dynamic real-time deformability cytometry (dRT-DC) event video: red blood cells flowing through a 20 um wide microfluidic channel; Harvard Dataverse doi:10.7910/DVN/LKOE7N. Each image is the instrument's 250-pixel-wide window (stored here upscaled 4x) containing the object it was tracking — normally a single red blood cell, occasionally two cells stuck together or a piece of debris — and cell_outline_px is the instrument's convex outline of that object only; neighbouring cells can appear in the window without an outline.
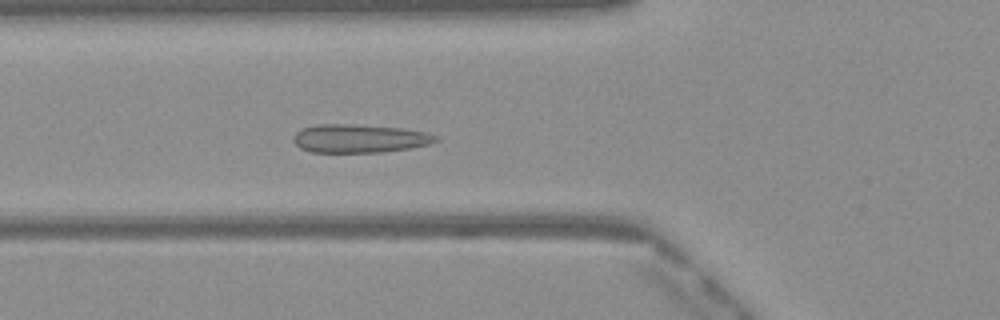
{"species": "Egyptian fruit bat (a non-hibernating species)", "species_latin": "Rousettus aegyptiacus", "temperature_condition": "warm", "stored_images_in_passage": 36, "camera_frame_rate_fps": 3000, "um_per_image_px": 0.085, "frame": {"image": 1, "passage_image": 4, "time_ms": 1.0, "image_size_px": [1000, 320], "cell_outline_px": [[440, 140], [428, 144], [408, 148], [380, 152], [312, 152], [300, 148], [292, 140], [296, 132], [304, 128], [320, 124], [352, 124], [404, 128], [428, 132], [440, 136]], "centroid_in_image_um": [30.6, 11.76], "position_along_channel_um": 95.2, "area_um2": 23.58}}
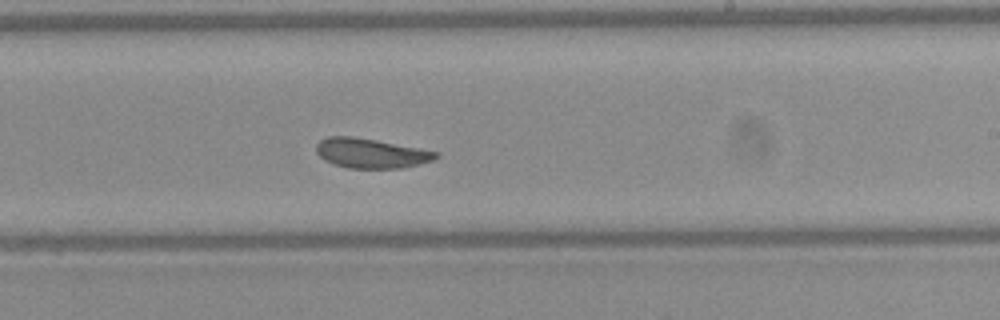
{"frame": {"image": 2, "passage_image": 16, "time_ms": 5.0, "image_size_px": [1000, 320], "cell_outline_px": [[440, 156], [432, 160], [404, 168], [348, 168], [324, 160], [316, 152], [316, 144], [320, 140], [328, 136], [352, 136], [376, 140], [420, 148], [440, 152]], "centroid_in_image_um": [31.54, 13.02], "position_along_channel_um": 257.5, "area_um2": 20.69}}
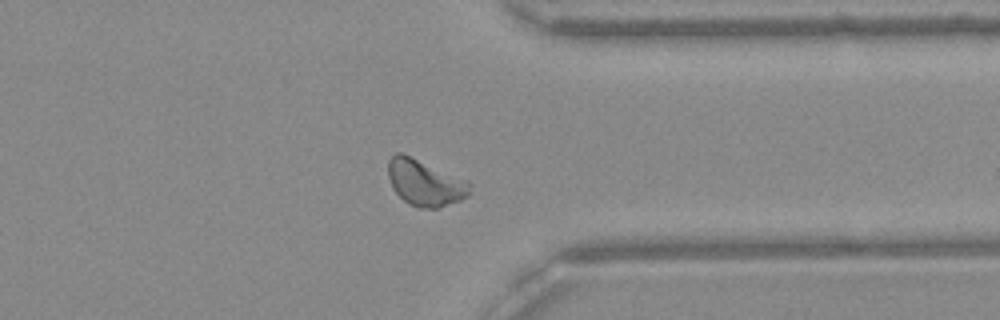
{"frame": {"image": 3, "passage_image": 25, "time_ms": 8.0, "image_size_px": [1000, 320], "cell_outline_px": [[468, 196], [460, 200], [436, 208], [416, 208], [408, 204], [392, 188], [388, 176], [388, 160], [396, 152], [400, 152], [468, 180]], "centroid_in_image_um": [36.08, 15.53], "position_along_channel_um": 375.3, "area_um2": 21.73}, "authors_computed_cell_mechanics": {"area_um2": 21.2126, "velocity_mm_per_s": 4.0409, "shape_relaxation_time_tau1_ms": 8.0749, "shape_relaxation_time_tau2_ms": null, "deformation_change_tau1": 0.1807, "deformation_change_tau2": null}}